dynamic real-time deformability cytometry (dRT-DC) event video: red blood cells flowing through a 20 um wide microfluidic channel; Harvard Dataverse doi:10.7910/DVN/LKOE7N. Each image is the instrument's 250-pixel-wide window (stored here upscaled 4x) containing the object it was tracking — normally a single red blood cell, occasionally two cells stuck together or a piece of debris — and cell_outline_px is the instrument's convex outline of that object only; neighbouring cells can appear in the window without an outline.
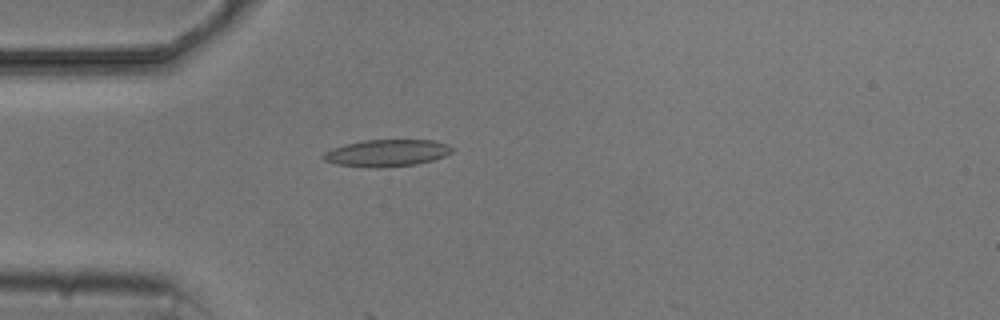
{"species": "common noctule bat (a hibernating species)", "species_latin": "Nyctalus noctula", "temperature_condition": "cold", "stored_images_in_passage": 3, "camera_frame_rate_fps": 3000, "um_per_image_px": 0.085, "animal": {"sex": "male", "body_mass_g": 20.5, "forearm_length_mm": 52.5}, "frame": {"image": 1, "passage_image": 3, "time_ms": 2.333, "image_size_px": [1000, 320], "cell_outline_px": [[452, 152], [444, 156], [432, 160], [416, 164], [384, 168], [372, 168], [336, 164], [324, 160], [320, 156], [324, 152], [332, 148], [344, 144], [364, 140], [432, 140], [448, 144], [452, 148]], "centroid_in_image_um": [32.84, 13.01], "position_along_channel_um": 52.2, "area_um2": 20.35}}